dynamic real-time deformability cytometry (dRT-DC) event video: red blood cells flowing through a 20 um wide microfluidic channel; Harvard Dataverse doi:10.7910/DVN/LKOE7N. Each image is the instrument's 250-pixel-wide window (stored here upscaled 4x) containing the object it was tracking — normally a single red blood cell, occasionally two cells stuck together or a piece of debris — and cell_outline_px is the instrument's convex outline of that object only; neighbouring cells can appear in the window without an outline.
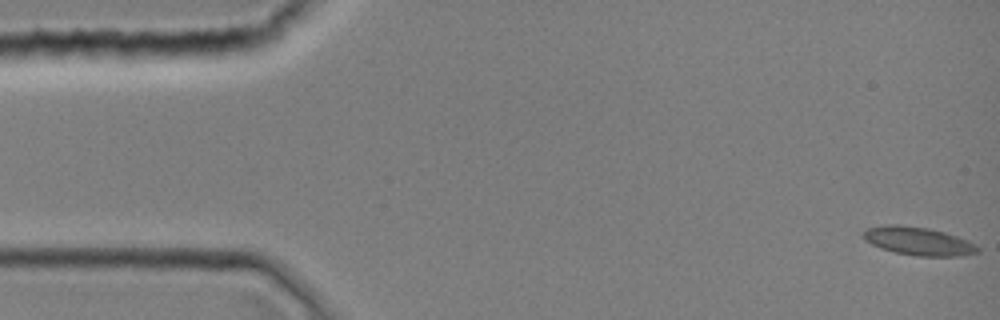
{"species": "common noctule bat (a hibernating species)", "species_latin": "Nyctalus noctula", "temperature_condition": "room temperature", "stored_images_in_passage": 2, "camera_frame_rate_fps": 3000, "um_per_image_px": 0.085, "animal": {"sex": "female", "body_mass_g": 19.0, "forearm_length_mm": 51.5}, "frame": {"image": 1, "passage_image": 1, "time_ms": 0.0, "image_size_px": [1000, 320], "cell_outline_px": [[980, 252], [964, 256], [916, 256], [896, 252], [880, 248], [864, 240], [864, 232], [868, 228], [884, 224], [900, 224], [928, 228], [944, 232], [968, 240], [980, 248]], "centroid_in_image_um": [78.08, 20.49], "position_along_channel_um": 6.9, "area_um2": 18.9}}